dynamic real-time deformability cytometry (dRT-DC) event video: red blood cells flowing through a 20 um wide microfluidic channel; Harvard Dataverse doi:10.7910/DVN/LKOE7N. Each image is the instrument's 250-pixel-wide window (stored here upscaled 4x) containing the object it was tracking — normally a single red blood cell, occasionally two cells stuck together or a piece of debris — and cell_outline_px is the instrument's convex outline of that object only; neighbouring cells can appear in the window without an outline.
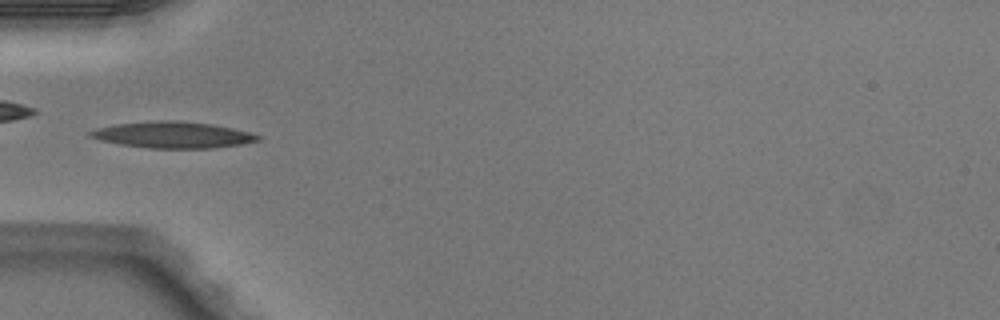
{"species": "Egyptian fruit bat (a non-hibernating species)", "species_latin": "Rousettus aegyptiacus", "temperature_condition": "warm", "stored_images_in_passage": 5, "camera_frame_rate_fps": 3000, "um_per_image_px": 0.085, "animal": {"sex": "male"}, "frame": {"image": 1, "passage_image": 4, "time_ms": 1.0, "image_size_px": [1000, 320], "cell_outline_px": [[260, 140], [240, 144], [212, 148], [148, 148], [120, 144], [100, 140], [88, 136], [88, 132], [96, 128], [112, 124], [148, 120], [176, 120], [212, 124], [232, 128], [248, 132], [260, 136]], "centroid_in_image_um": [14.61, 11.45], "position_along_channel_um": 70.4, "area_um2": 25.84}}